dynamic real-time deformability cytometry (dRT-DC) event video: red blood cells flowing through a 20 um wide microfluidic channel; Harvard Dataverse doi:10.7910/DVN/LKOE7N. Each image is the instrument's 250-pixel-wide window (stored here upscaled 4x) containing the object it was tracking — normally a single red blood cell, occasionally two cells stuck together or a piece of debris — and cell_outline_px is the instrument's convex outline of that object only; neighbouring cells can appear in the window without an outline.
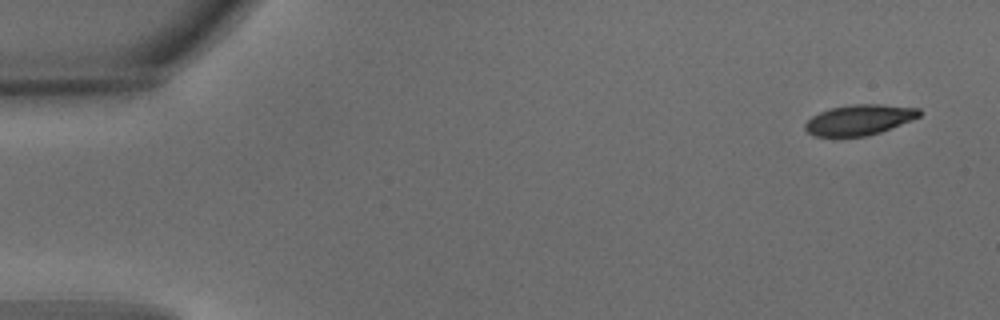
{"species": "common noctule bat (a hibernating species)", "species_latin": "Nyctalus noctula", "temperature_condition": "warm", "stored_images_in_passage": 5, "camera_frame_rate_fps": 3000, "um_per_image_px": 0.085, "animal": {"sex": "male", "body_mass_g": 15.6}, "frame": {"image": 1, "passage_image": 1, "time_ms": 0.0, "image_size_px": [1000, 320], "cell_outline_px": [[920, 116], [912, 120], [880, 132], [864, 136], [816, 136], [808, 132], [804, 128], [804, 124], [812, 116], [828, 108], [852, 104], [880, 104], [920, 108]], "centroid_in_image_um": [73.03, 10.17], "position_along_channel_um": 12.0, "area_um2": 20.17}}
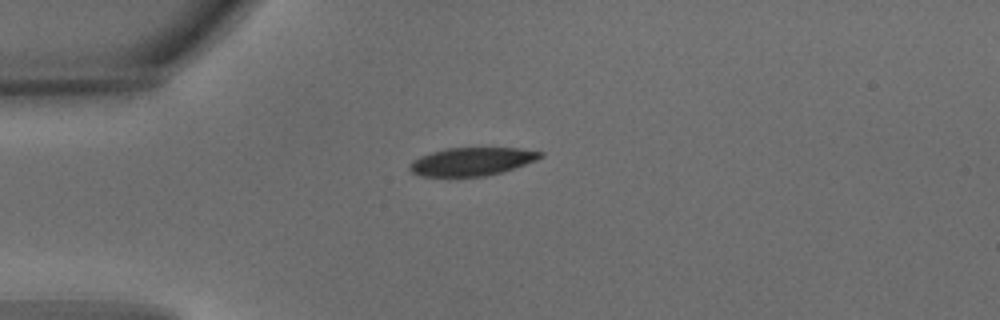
{"frame": {"image": 2, "passage_image": 4, "time_ms": 1.0, "image_size_px": [1000, 320], "cell_outline_px": [[544, 156], [536, 160], [504, 172], [484, 176], [420, 176], [412, 172], [408, 168], [412, 160], [420, 156], [432, 152], [448, 148], [520, 148], [544, 152]], "centroid_in_image_um": [40.13, 13.73], "position_along_channel_um": 44.9, "area_um2": 21.44}}
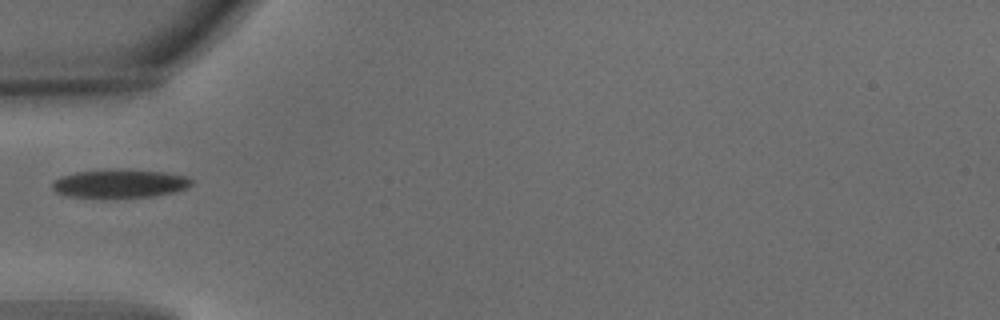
{"frame": {"image": 3, "passage_image": 5, "time_ms": 1.333, "image_size_px": [1000, 320], "cell_outline_px": [[192, 184], [188, 188], [176, 192], [152, 196], [104, 200], [100, 200], [68, 196], [56, 192], [52, 188], [52, 180], [60, 176], [76, 172], [116, 168], [164, 172], [188, 176], [192, 180]], "centroid_in_image_um": [10.15, 15.63], "position_along_channel_um": 74.9, "area_um2": 24.22}}